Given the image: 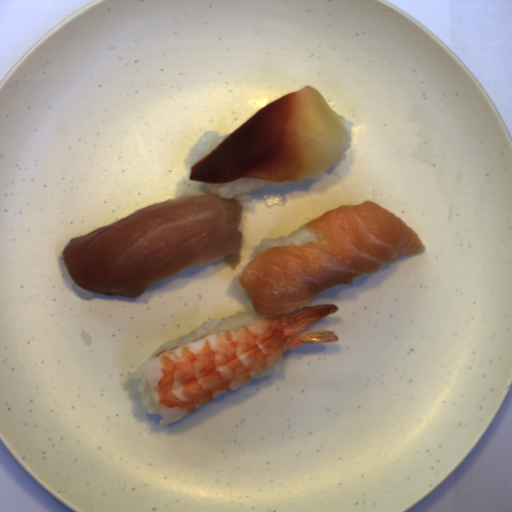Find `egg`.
Returning <instances> with one entry per match:
<instances>
[{
	"label": "egg",
	"mask_w": 512,
	"mask_h": 512,
	"mask_svg": "<svg viewBox=\"0 0 512 512\" xmlns=\"http://www.w3.org/2000/svg\"><path fill=\"white\" fill-rule=\"evenodd\" d=\"M243 206L218 192L166 199L71 238L61 258L88 292L137 297L185 267L241 260Z\"/></svg>",
	"instance_id": "egg-1"
}]
</instances>
